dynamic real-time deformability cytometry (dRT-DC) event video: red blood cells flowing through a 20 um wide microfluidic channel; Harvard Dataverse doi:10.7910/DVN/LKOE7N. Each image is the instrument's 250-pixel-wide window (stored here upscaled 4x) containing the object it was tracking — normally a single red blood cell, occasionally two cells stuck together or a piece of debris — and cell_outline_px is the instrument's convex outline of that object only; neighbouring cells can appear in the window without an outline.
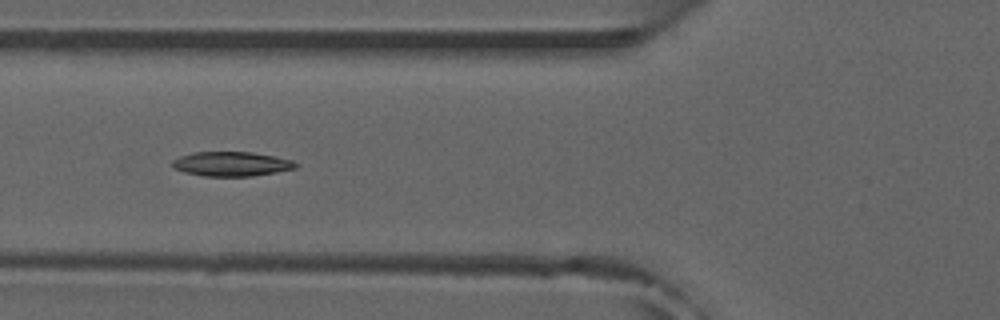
{"species": "common noctule bat (a hibernating species)", "species_latin": "Nyctalus noctula", "temperature_condition": "room temperature", "stored_images_in_passage": 39, "camera_frame_rate_fps": 3000, "um_per_image_px": 0.085, "animal": {"sex": "male", "forearm_length_mm": 52.5}, "frame": {"image": 1, "passage_image": 6, "time_ms": 1.667, "image_size_px": [1000, 320], "cell_outline_px": [[300, 164], [296, 168], [276, 172], [252, 176], [204, 176], [184, 172], [172, 168], [172, 160], [180, 156], [192, 152], [252, 152], [292, 160]], "centroid_in_image_um": [19.66, 13.93], "position_along_channel_um": 106.1, "area_um2": 17.63}}